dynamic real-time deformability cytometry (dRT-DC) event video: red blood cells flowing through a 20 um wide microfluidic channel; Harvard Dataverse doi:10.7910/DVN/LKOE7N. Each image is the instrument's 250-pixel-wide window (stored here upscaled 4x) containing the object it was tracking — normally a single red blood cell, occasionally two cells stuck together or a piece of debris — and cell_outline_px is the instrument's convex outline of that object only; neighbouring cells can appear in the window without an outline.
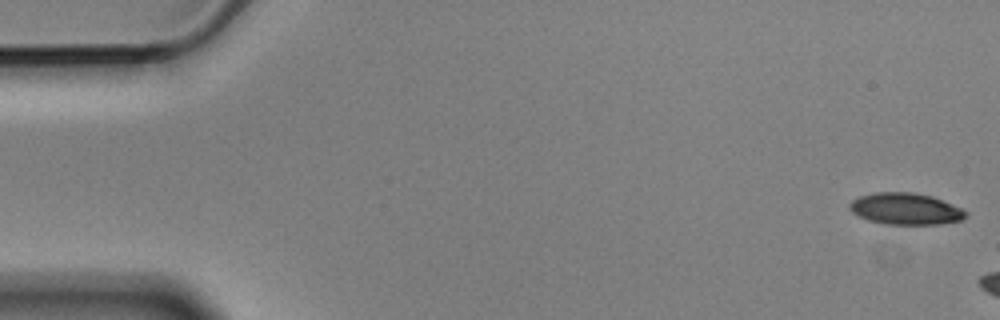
{"species": "Egyptian fruit bat (a non-hibernating species)", "species_latin": "Rousettus aegyptiacus", "temperature_condition": "cold", "stored_images_in_passage": 6, "segment_of_instrument_passage": [2, 2], "camera_frame_rate_fps": 3000, "um_per_image_px": 0.085, "animal": {"sex": "male"}, "frame": {"image": 1, "passage_image": 6, "time_ms": 1.667, "image_size_px": [1000, 320], "cell_outline_px": [[968, 216], [960, 220], [940, 224], [884, 224], [868, 220], [852, 212], [848, 208], [848, 204], [852, 200], [860, 196], [876, 192], [912, 192], [932, 196], [960, 208], [968, 212]], "centroid_in_image_um": [76.95, 17.75], "position_along_channel_um": 8.0, "area_um2": 21.33}}